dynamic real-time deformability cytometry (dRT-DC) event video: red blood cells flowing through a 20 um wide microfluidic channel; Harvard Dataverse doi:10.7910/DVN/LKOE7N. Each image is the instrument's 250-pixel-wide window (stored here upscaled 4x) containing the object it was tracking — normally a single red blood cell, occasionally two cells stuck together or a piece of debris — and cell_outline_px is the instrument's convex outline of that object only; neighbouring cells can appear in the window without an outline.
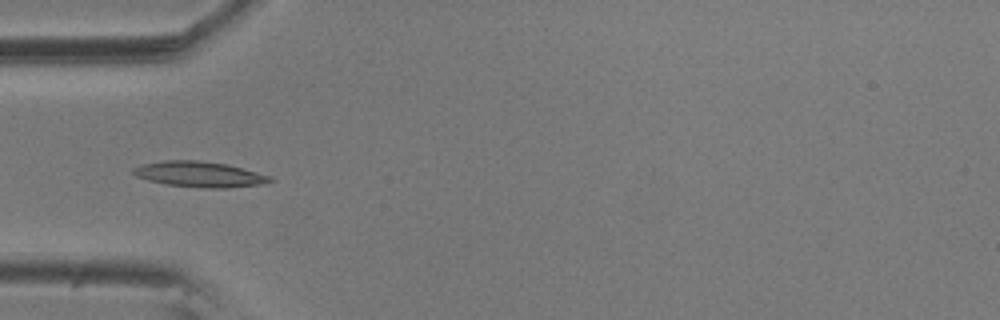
{"species": "common noctule bat (a hibernating species)", "species_latin": "Nyctalus noctula", "temperature_condition": "room temperature", "stored_images_in_passage": 6, "camera_frame_rate_fps": 3000, "um_per_image_px": 0.085, "animal": {"sex": "male", "body_mass_g": 20.5, "forearm_length_mm": 52.5}, "frame": {"image": 1, "passage_image": 4, "time_ms": 1.0, "image_size_px": [1000, 320], "cell_outline_px": [[276, 180], [264, 184], [228, 188], [200, 188], [164, 184], [148, 180], [136, 176], [132, 172], [132, 168], [140, 164], [164, 160], [196, 160], [228, 164], [272, 176]], "centroid_in_image_um": [16.98, 14.82], "position_along_channel_um": 68.0, "area_um2": 20.75}}
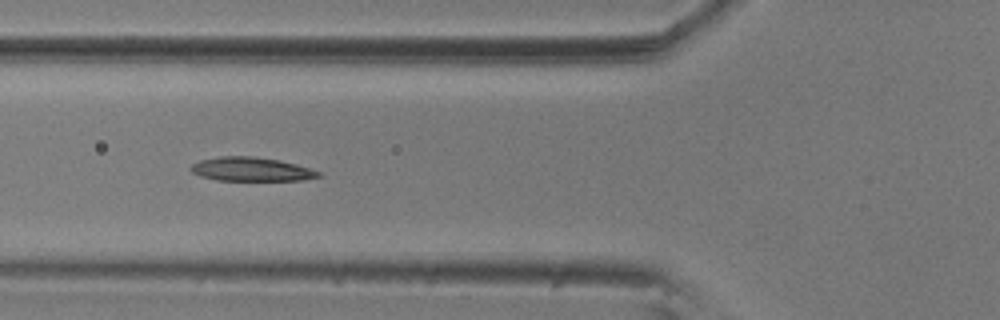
{"frame": {"image": 2, "passage_image": 5, "time_ms": 1.333, "image_size_px": [1000, 320], "cell_outline_px": [[320, 176], [304, 180], [216, 180], [200, 176], [192, 172], [188, 168], [192, 164], [200, 160], [220, 156], [252, 156], [280, 160], [296, 164], [320, 172]], "centroid_in_image_um": [21.31, 14.38], "position_along_channel_um": 104.5, "area_um2": 17.69}}
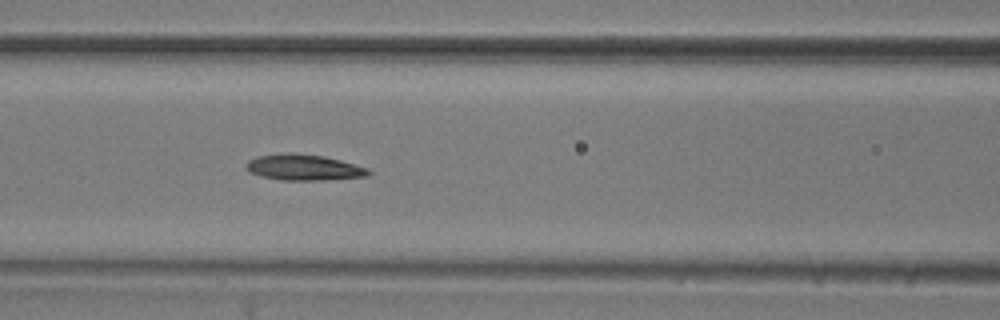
{"frame": {"image": 3, "passage_image": 6, "time_ms": 1.667, "image_size_px": [1000, 320], "cell_outline_px": [[372, 172], [368, 176], [324, 180], [284, 180], [260, 176], [248, 172], [248, 160], [260, 156], [284, 152], [292, 152], [324, 156], [340, 160], [368, 168]], "centroid_in_image_um": [25.85, 14.22], "position_along_channel_um": 140.8, "area_um2": 18.44}}